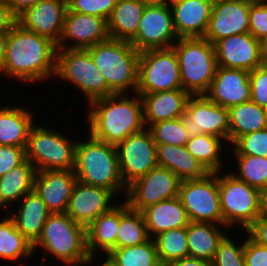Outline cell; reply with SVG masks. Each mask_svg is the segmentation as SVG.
<instances>
[{
    "label": "cell",
    "instance_id": "6da1fadb",
    "mask_svg": "<svg viewBox=\"0 0 267 266\" xmlns=\"http://www.w3.org/2000/svg\"><path fill=\"white\" fill-rule=\"evenodd\" d=\"M57 49L55 42L25 29L17 22L7 33L0 76L26 85L51 80L55 76Z\"/></svg>",
    "mask_w": 267,
    "mask_h": 266
},
{
    "label": "cell",
    "instance_id": "7a4b0ae2",
    "mask_svg": "<svg viewBox=\"0 0 267 266\" xmlns=\"http://www.w3.org/2000/svg\"><path fill=\"white\" fill-rule=\"evenodd\" d=\"M134 97V98H133ZM86 130L94 138L117 145L130 134L142 131L143 105L139 94H111L88 104Z\"/></svg>",
    "mask_w": 267,
    "mask_h": 266
},
{
    "label": "cell",
    "instance_id": "3957f363",
    "mask_svg": "<svg viewBox=\"0 0 267 266\" xmlns=\"http://www.w3.org/2000/svg\"><path fill=\"white\" fill-rule=\"evenodd\" d=\"M43 251L41 264L49 255L62 262L63 266H88L91 256L87 250L86 228L77 224L67 213H51L38 240L33 244V252Z\"/></svg>",
    "mask_w": 267,
    "mask_h": 266
},
{
    "label": "cell",
    "instance_id": "277c9868",
    "mask_svg": "<svg viewBox=\"0 0 267 266\" xmlns=\"http://www.w3.org/2000/svg\"><path fill=\"white\" fill-rule=\"evenodd\" d=\"M78 140L76 145L74 174L78 181L106 188L115 195H126L127 186L120 173L115 145L94 138Z\"/></svg>",
    "mask_w": 267,
    "mask_h": 266
},
{
    "label": "cell",
    "instance_id": "5b68a950",
    "mask_svg": "<svg viewBox=\"0 0 267 266\" xmlns=\"http://www.w3.org/2000/svg\"><path fill=\"white\" fill-rule=\"evenodd\" d=\"M87 50L114 94L136 92L140 52L128 41L109 38Z\"/></svg>",
    "mask_w": 267,
    "mask_h": 266
},
{
    "label": "cell",
    "instance_id": "8992f818",
    "mask_svg": "<svg viewBox=\"0 0 267 266\" xmlns=\"http://www.w3.org/2000/svg\"><path fill=\"white\" fill-rule=\"evenodd\" d=\"M177 54L182 89L190 95H205L215 77V46L205 38H179L172 46Z\"/></svg>",
    "mask_w": 267,
    "mask_h": 266
},
{
    "label": "cell",
    "instance_id": "52a82bcc",
    "mask_svg": "<svg viewBox=\"0 0 267 266\" xmlns=\"http://www.w3.org/2000/svg\"><path fill=\"white\" fill-rule=\"evenodd\" d=\"M64 134L41 124L31 127L25 153L36 171L74 170L78 139Z\"/></svg>",
    "mask_w": 267,
    "mask_h": 266
},
{
    "label": "cell",
    "instance_id": "ba28073f",
    "mask_svg": "<svg viewBox=\"0 0 267 266\" xmlns=\"http://www.w3.org/2000/svg\"><path fill=\"white\" fill-rule=\"evenodd\" d=\"M54 77L78 88L88 104L114 94L87 49L58 48Z\"/></svg>",
    "mask_w": 267,
    "mask_h": 266
},
{
    "label": "cell",
    "instance_id": "9c48e42d",
    "mask_svg": "<svg viewBox=\"0 0 267 266\" xmlns=\"http://www.w3.org/2000/svg\"><path fill=\"white\" fill-rule=\"evenodd\" d=\"M223 172H218L223 225L234 231L238 225L244 231L259 217L260 190L238 179L231 171Z\"/></svg>",
    "mask_w": 267,
    "mask_h": 266
},
{
    "label": "cell",
    "instance_id": "30bf717a",
    "mask_svg": "<svg viewBox=\"0 0 267 266\" xmlns=\"http://www.w3.org/2000/svg\"><path fill=\"white\" fill-rule=\"evenodd\" d=\"M183 90L179 61L173 47L140 52L136 93Z\"/></svg>",
    "mask_w": 267,
    "mask_h": 266
},
{
    "label": "cell",
    "instance_id": "8fae6325",
    "mask_svg": "<svg viewBox=\"0 0 267 266\" xmlns=\"http://www.w3.org/2000/svg\"><path fill=\"white\" fill-rule=\"evenodd\" d=\"M178 197L186 209L189 221L223 224L218 172H209L202 178L181 181Z\"/></svg>",
    "mask_w": 267,
    "mask_h": 266
},
{
    "label": "cell",
    "instance_id": "7c38bea8",
    "mask_svg": "<svg viewBox=\"0 0 267 266\" xmlns=\"http://www.w3.org/2000/svg\"><path fill=\"white\" fill-rule=\"evenodd\" d=\"M180 182L169 169L157 166L128 185L123 198L130 209L141 212L150 205L177 197Z\"/></svg>",
    "mask_w": 267,
    "mask_h": 266
},
{
    "label": "cell",
    "instance_id": "4fadbf2b",
    "mask_svg": "<svg viewBox=\"0 0 267 266\" xmlns=\"http://www.w3.org/2000/svg\"><path fill=\"white\" fill-rule=\"evenodd\" d=\"M120 173L126 186L158 166L156 143L148 128L130 134L116 145Z\"/></svg>",
    "mask_w": 267,
    "mask_h": 266
},
{
    "label": "cell",
    "instance_id": "5bb4252c",
    "mask_svg": "<svg viewBox=\"0 0 267 266\" xmlns=\"http://www.w3.org/2000/svg\"><path fill=\"white\" fill-rule=\"evenodd\" d=\"M178 39L170 5H146L136 36L129 43L141 52L170 48Z\"/></svg>",
    "mask_w": 267,
    "mask_h": 266
},
{
    "label": "cell",
    "instance_id": "9a60e30c",
    "mask_svg": "<svg viewBox=\"0 0 267 266\" xmlns=\"http://www.w3.org/2000/svg\"><path fill=\"white\" fill-rule=\"evenodd\" d=\"M185 118L192 133L210 134L229 146V109L211 102L205 95H191Z\"/></svg>",
    "mask_w": 267,
    "mask_h": 266
},
{
    "label": "cell",
    "instance_id": "2e32d148",
    "mask_svg": "<svg viewBox=\"0 0 267 266\" xmlns=\"http://www.w3.org/2000/svg\"><path fill=\"white\" fill-rule=\"evenodd\" d=\"M109 38L106 19L67 9L57 48L87 49Z\"/></svg>",
    "mask_w": 267,
    "mask_h": 266
},
{
    "label": "cell",
    "instance_id": "e0dca14e",
    "mask_svg": "<svg viewBox=\"0 0 267 266\" xmlns=\"http://www.w3.org/2000/svg\"><path fill=\"white\" fill-rule=\"evenodd\" d=\"M115 196L117 195L106 188L77 180L66 213L77 224L87 228L99 215L117 205L113 199Z\"/></svg>",
    "mask_w": 267,
    "mask_h": 266
},
{
    "label": "cell",
    "instance_id": "ac0fdd59",
    "mask_svg": "<svg viewBox=\"0 0 267 266\" xmlns=\"http://www.w3.org/2000/svg\"><path fill=\"white\" fill-rule=\"evenodd\" d=\"M249 10L246 0H214L204 38L214 45L229 36L249 33Z\"/></svg>",
    "mask_w": 267,
    "mask_h": 266
},
{
    "label": "cell",
    "instance_id": "d6986e66",
    "mask_svg": "<svg viewBox=\"0 0 267 266\" xmlns=\"http://www.w3.org/2000/svg\"><path fill=\"white\" fill-rule=\"evenodd\" d=\"M66 12L67 0H41L20 14L17 22L25 29L58 44Z\"/></svg>",
    "mask_w": 267,
    "mask_h": 266
},
{
    "label": "cell",
    "instance_id": "ffe728a7",
    "mask_svg": "<svg viewBox=\"0 0 267 266\" xmlns=\"http://www.w3.org/2000/svg\"><path fill=\"white\" fill-rule=\"evenodd\" d=\"M214 46L220 67L251 72L262 65L259 40L250 33L229 36L217 41Z\"/></svg>",
    "mask_w": 267,
    "mask_h": 266
},
{
    "label": "cell",
    "instance_id": "44dd1931",
    "mask_svg": "<svg viewBox=\"0 0 267 266\" xmlns=\"http://www.w3.org/2000/svg\"><path fill=\"white\" fill-rule=\"evenodd\" d=\"M205 96L211 102L228 109L251 100L249 72L218 66Z\"/></svg>",
    "mask_w": 267,
    "mask_h": 266
},
{
    "label": "cell",
    "instance_id": "7402d4cb",
    "mask_svg": "<svg viewBox=\"0 0 267 266\" xmlns=\"http://www.w3.org/2000/svg\"><path fill=\"white\" fill-rule=\"evenodd\" d=\"M77 177L74 170L37 171L34 191L51 213H66Z\"/></svg>",
    "mask_w": 267,
    "mask_h": 266
},
{
    "label": "cell",
    "instance_id": "603a6c76",
    "mask_svg": "<svg viewBox=\"0 0 267 266\" xmlns=\"http://www.w3.org/2000/svg\"><path fill=\"white\" fill-rule=\"evenodd\" d=\"M214 0H178L171 2L173 24L178 38H204Z\"/></svg>",
    "mask_w": 267,
    "mask_h": 266
},
{
    "label": "cell",
    "instance_id": "cb8c5ba5",
    "mask_svg": "<svg viewBox=\"0 0 267 266\" xmlns=\"http://www.w3.org/2000/svg\"><path fill=\"white\" fill-rule=\"evenodd\" d=\"M191 95L184 90L160 91L141 94L145 127L165 120L185 117Z\"/></svg>",
    "mask_w": 267,
    "mask_h": 266
},
{
    "label": "cell",
    "instance_id": "d4e9b609",
    "mask_svg": "<svg viewBox=\"0 0 267 266\" xmlns=\"http://www.w3.org/2000/svg\"><path fill=\"white\" fill-rule=\"evenodd\" d=\"M16 205H14L16 208H10L11 211L16 210V213L10 211L9 216L23 236L34 244L40 237L45 221L51 212L34 190L25 194Z\"/></svg>",
    "mask_w": 267,
    "mask_h": 266
},
{
    "label": "cell",
    "instance_id": "484cf974",
    "mask_svg": "<svg viewBox=\"0 0 267 266\" xmlns=\"http://www.w3.org/2000/svg\"><path fill=\"white\" fill-rule=\"evenodd\" d=\"M141 212L152 239L162 232L187 227L190 222L178 196L150 205Z\"/></svg>",
    "mask_w": 267,
    "mask_h": 266
},
{
    "label": "cell",
    "instance_id": "4316f807",
    "mask_svg": "<svg viewBox=\"0 0 267 266\" xmlns=\"http://www.w3.org/2000/svg\"><path fill=\"white\" fill-rule=\"evenodd\" d=\"M120 224V202L110 211L99 215L87 228V250L91 256L90 264L96 255H107L116 249V238ZM98 252V253H97Z\"/></svg>",
    "mask_w": 267,
    "mask_h": 266
},
{
    "label": "cell",
    "instance_id": "83f0119b",
    "mask_svg": "<svg viewBox=\"0 0 267 266\" xmlns=\"http://www.w3.org/2000/svg\"><path fill=\"white\" fill-rule=\"evenodd\" d=\"M156 159L158 166L169 169L181 181L202 178L209 173L186 146L156 144Z\"/></svg>",
    "mask_w": 267,
    "mask_h": 266
},
{
    "label": "cell",
    "instance_id": "f1b7e54d",
    "mask_svg": "<svg viewBox=\"0 0 267 266\" xmlns=\"http://www.w3.org/2000/svg\"><path fill=\"white\" fill-rule=\"evenodd\" d=\"M27 106L0 107V145L26 148L28 136L34 123L33 112ZM28 110V111H27Z\"/></svg>",
    "mask_w": 267,
    "mask_h": 266
},
{
    "label": "cell",
    "instance_id": "f546056e",
    "mask_svg": "<svg viewBox=\"0 0 267 266\" xmlns=\"http://www.w3.org/2000/svg\"><path fill=\"white\" fill-rule=\"evenodd\" d=\"M225 228L229 230L223 224L190 221L187 226L189 256L212 261L219 243L227 235Z\"/></svg>",
    "mask_w": 267,
    "mask_h": 266
},
{
    "label": "cell",
    "instance_id": "4dcf8cb0",
    "mask_svg": "<svg viewBox=\"0 0 267 266\" xmlns=\"http://www.w3.org/2000/svg\"><path fill=\"white\" fill-rule=\"evenodd\" d=\"M145 6L142 0H118L107 21L110 38L130 42L136 36Z\"/></svg>",
    "mask_w": 267,
    "mask_h": 266
},
{
    "label": "cell",
    "instance_id": "1f68e13d",
    "mask_svg": "<svg viewBox=\"0 0 267 266\" xmlns=\"http://www.w3.org/2000/svg\"><path fill=\"white\" fill-rule=\"evenodd\" d=\"M229 145L241 136L267 128L266 108L252 100L229 108Z\"/></svg>",
    "mask_w": 267,
    "mask_h": 266
},
{
    "label": "cell",
    "instance_id": "d6a6232c",
    "mask_svg": "<svg viewBox=\"0 0 267 266\" xmlns=\"http://www.w3.org/2000/svg\"><path fill=\"white\" fill-rule=\"evenodd\" d=\"M32 255L34 256L33 244L16 228L9 214L0 217V259L13 264L21 261L18 264L23 266L22 258L27 260Z\"/></svg>",
    "mask_w": 267,
    "mask_h": 266
},
{
    "label": "cell",
    "instance_id": "836d02e7",
    "mask_svg": "<svg viewBox=\"0 0 267 266\" xmlns=\"http://www.w3.org/2000/svg\"><path fill=\"white\" fill-rule=\"evenodd\" d=\"M36 172L35 167L26 159L0 178V194L8 207H14L25 194L34 190Z\"/></svg>",
    "mask_w": 267,
    "mask_h": 266
},
{
    "label": "cell",
    "instance_id": "e575fe53",
    "mask_svg": "<svg viewBox=\"0 0 267 266\" xmlns=\"http://www.w3.org/2000/svg\"><path fill=\"white\" fill-rule=\"evenodd\" d=\"M226 143L221 138L210 134L192 133L186 143L187 150L199 161L209 172H221L223 168L222 151Z\"/></svg>",
    "mask_w": 267,
    "mask_h": 266
},
{
    "label": "cell",
    "instance_id": "d590c367",
    "mask_svg": "<svg viewBox=\"0 0 267 266\" xmlns=\"http://www.w3.org/2000/svg\"><path fill=\"white\" fill-rule=\"evenodd\" d=\"M149 238L142 212L130 209L125 201H121L116 248L135 246L146 242Z\"/></svg>",
    "mask_w": 267,
    "mask_h": 266
},
{
    "label": "cell",
    "instance_id": "8d00e7d4",
    "mask_svg": "<svg viewBox=\"0 0 267 266\" xmlns=\"http://www.w3.org/2000/svg\"><path fill=\"white\" fill-rule=\"evenodd\" d=\"M153 240L161 266L189 256L187 227L162 232Z\"/></svg>",
    "mask_w": 267,
    "mask_h": 266
},
{
    "label": "cell",
    "instance_id": "74e56055",
    "mask_svg": "<svg viewBox=\"0 0 267 266\" xmlns=\"http://www.w3.org/2000/svg\"><path fill=\"white\" fill-rule=\"evenodd\" d=\"M107 256L118 266H161L152 238L135 246L113 249Z\"/></svg>",
    "mask_w": 267,
    "mask_h": 266
},
{
    "label": "cell",
    "instance_id": "f35d334b",
    "mask_svg": "<svg viewBox=\"0 0 267 266\" xmlns=\"http://www.w3.org/2000/svg\"><path fill=\"white\" fill-rule=\"evenodd\" d=\"M238 166L231 173L249 186L258 190L267 188V157L253 155H234Z\"/></svg>",
    "mask_w": 267,
    "mask_h": 266
},
{
    "label": "cell",
    "instance_id": "ab89813d",
    "mask_svg": "<svg viewBox=\"0 0 267 266\" xmlns=\"http://www.w3.org/2000/svg\"><path fill=\"white\" fill-rule=\"evenodd\" d=\"M148 129L156 144L186 146L192 134L185 117L151 124Z\"/></svg>",
    "mask_w": 267,
    "mask_h": 266
},
{
    "label": "cell",
    "instance_id": "60d3db41",
    "mask_svg": "<svg viewBox=\"0 0 267 266\" xmlns=\"http://www.w3.org/2000/svg\"><path fill=\"white\" fill-rule=\"evenodd\" d=\"M227 234L219 243L215 252L213 266H246L243 242L235 241Z\"/></svg>",
    "mask_w": 267,
    "mask_h": 266
},
{
    "label": "cell",
    "instance_id": "b9f144b4",
    "mask_svg": "<svg viewBox=\"0 0 267 266\" xmlns=\"http://www.w3.org/2000/svg\"><path fill=\"white\" fill-rule=\"evenodd\" d=\"M229 148L233 155L267 157V128L241 136Z\"/></svg>",
    "mask_w": 267,
    "mask_h": 266
},
{
    "label": "cell",
    "instance_id": "7bdbcfd3",
    "mask_svg": "<svg viewBox=\"0 0 267 266\" xmlns=\"http://www.w3.org/2000/svg\"><path fill=\"white\" fill-rule=\"evenodd\" d=\"M118 0H67V9L72 12L110 18Z\"/></svg>",
    "mask_w": 267,
    "mask_h": 266
},
{
    "label": "cell",
    "instance_id": "ee69618b",
    "mask_svg": "<svg viewBox=\"0 0 267 266\" xmlns=\"http://www.w3.org/2000/svg\"><path fill=\"white\" fill-rule=\"evenodd\" d=\"M251 100L267 108V66H259L249 72Z\"/></svg>",
    "mask_w": 267,
    "mask_h": 266
},
{
    "label": "cell",
    "instance_id": "f6af8a7d",
    "mask_svg": "<svg viewBox=\"0 0 267 266\" xmlns=\"http://www.w3.org/2000/svg\"><path fill=\"white\" fill-rule=\"evenodd\" d=\"M249 33L258 40L267 37V4H250Z\"/></svg>",
    "mask_w": 267,
    "mask_h": 266
},
{
    "label": "cell",
    "instance_id": "bcb514c9",
    "mask_svg": "<svg viewBox=\"0 0 267 266\" xmlns=\"http://www.w3.org/2000/svg\"><path fill=\"white\" fill-rule=\"evenodd\" d=\"M25 160V148L0 145V178Z\"/></svg>",
    "mask_w": 267,
    "mask_h": 266
},
{
    "label": "cell",
    "instance_id": "7dc6e473",
    "mask_svg": "<svg viewBox=\"0 0 267 266\" xmlns=\"http://www.w3.org/2000/svg\"><path fill=\"white\" fill-rule=\"evenodd\" d=\"M246 266H267V247L253 241L248 235L244 240Z\"/></svg>",
    "mask_w": 267,
    "mask_h": 266
},
{
    "label": "cell",
    "instance_id": "c3c4849f",
    "mask_svg": "<svg viewBox=\"0 0 267 266\" xmlns=\"http://www.w3.org/2000/svg\"><path fill=\"white\" fill-rule=\"evenodd\" d=\"M244 232L257 244L267 247V219L258 217Z\"/></svg>",
    "mask_w": 267,
    "mask_h": 266
},
{
    "label": "cell",
    "instance_id": "681fc988",
    "mask_svg": "<svg viewBox=\"0 0 267 266\" xmlns=\"http://www.w3.org/2000/svg\"><path fill=\"white\" fill-rule=\"evenodd\" d=\"M17 23V16L11 11L5 0H0V33H9Z\"/></svg>",
    "mask_w": 267,
    "mask_h": 266
},
{
    "label": "cell",
    "instance_id": "f907efd6",
    "mask_svg": "<svg viewBox=\"0 0 267 266\" xmlns=\"http://www.w3.org/2000/svg\"><path fill=\"white\" fill-rule=\"evenodd\" d=\"M11 11L18 17L27 8L32 7L41 0H5Z\"/></svg>",
    "mask_w": 267,
    "mask_h": 266
},
{
    "label": "cell",
    "instance_id": "816d5d0a",
    "mask_svg": "<svg viewBox=\"0 0 267 266\" xmlns=\"http://www.w3.org/2000/svg\"><path fill=\"white\" fill-rule=\"evenodd\" d=\"M167 266H213L211 261L204 259H197L194 257H185L180 260L173 261Z\"/></svg>",
    "mask_w": 267,
    "mask_h": 266
},
{
    "label": "cell",
    "instance_id": "f5cc1de1",
    "mask_svg": "<svg viewBox=\"0 0 267 266\" xmlns=\"http://www.w3.org/2000/svg\"><path fill=\"white\" fill-rule=\"evenodd\" d=\"M259 217L267 219V188L259 192Z\"/></svg>",
    "mask_w": 267,
    "mask_h": 266
},
{
    "label": "cell",
    "instance_id": "db71d44e",
    "mask_svg": "<svg viewBox=\"0 0 267 266\" xmlns=\"http://www.w3.org/2000/svg\"><path fill=\"white\" fill-rule=\"evenodd\" d=\"M6 43L7 33H0V71L2 70V66L4 64Z\"/></svg>",
    "mask_w": 267,
    "mask_h": 266
},
{
    "label": "cell",
    "instance_id": "11a10c76",
    "mask_svg": "<svg viewBox=\"0 0 267 266\" xmlns=\"http://www.w3.org/2000/svg\"><path fill=\"white\" fill-rule=\"evenodd\" d=\"M259 43L262 65L267 66V37L259 40Z\"/></svg>",
    "mask_w": 267,
    "mask_h": 266
},
{
    "label": "cell",
    "instance_id": "9f6ffc18",
    "mask_svg": "<svg viewBox=\"0 0 267 266\" xmlns=\"http://www.w3.org/2000/svg\"><path fill=\"white\" fill-rule=\"evenodd\" d=\"M100 257H102V261L99 262L98 264H100V266H118L115 262H113L107 255H97ZM104 257V258H103Z\"/></svg>",
    "mask_w": 267,
    "mask_h": 266
},
{
    "label": "cell",
    "instance_id": "6f0895ef",
    "mask_svg": "<svg viewBox=\"0 0 267 266\" xmlns=\"http://www.w3.org/2000/svg\"><path fill=\"white\" fill-rule=\"evenodd\" d=\"M146 5H169L170 0H142Z\"/></svg>",
    "mask_w": 267,
    "mask_h": 266
},
{
    "label": "cell",
    "instance_id": "680465c9",
    "mask_svg": "<svg viewBox=\"0 0 267 266\" xmlns=\"http://www.w3.org/2000/svg\"><path fill=\"white\" fill-rule=\"evenodd\" d=\"M5 208H6V212H8V214H9L10 213L9 211L11 209L3 202V199H2L1 194H0V214H2V212L5 211Z\"/></svg>",
    "mask_w": 267,
    "mask_h": 266
},
{
    "label": "cell",
    "instance_id": "91938a15",
    "mask_svg": "<svg viewBox=\"0 0 267 266\" xmlns=\"http://www.w3.org/2000/svg\"><path fill=\"white\" fill-rule=\"evenodd\" d=\"M250 4H267V0H246Z\"/></svg>",
    "mask_w": 267,
    "mask_h": 266
}]
</instances>
